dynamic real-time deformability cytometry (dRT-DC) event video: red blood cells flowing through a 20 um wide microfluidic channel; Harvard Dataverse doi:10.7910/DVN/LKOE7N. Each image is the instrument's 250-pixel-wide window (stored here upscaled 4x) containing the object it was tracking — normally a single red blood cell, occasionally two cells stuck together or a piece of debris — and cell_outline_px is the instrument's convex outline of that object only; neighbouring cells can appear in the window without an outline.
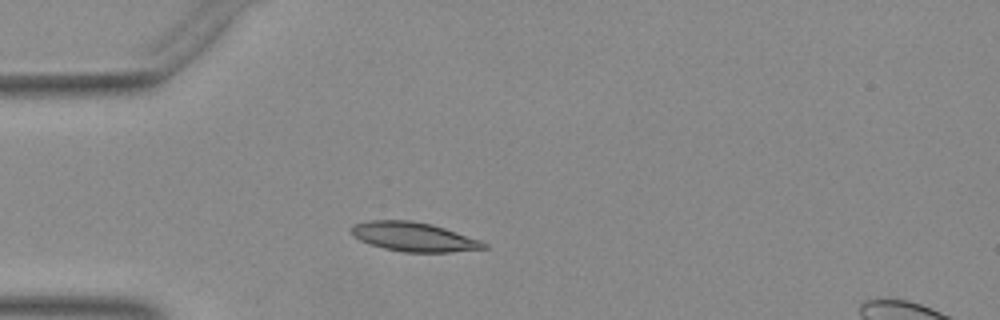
{"species": "Egyptian fruit bat (a non-hibernating species)", "species_latin": "Rousettus aegyptiacus", "temperature_condition": "warm", "stored_images_in_passage": 21, "camera_frame_rate_fps": 3000, "um_per_image_px": 0.085, "animal": {"sex": "female"}, "frame": {"image": 1, "passage_image": 1, "time_ms": 0.0, "image_size_px": [1000, 320], "cell_outline_px": [[488, 248], [452, 252], [404, 252], [384, 248], [360, 240], [352, 236], [348, 228], [356, 224], [368, 220], [412, 220], [432, 224], [480, 240], [488, 244]], "centroid_in_image_um": [35.16, 20.12], "position_along_channel_um": 49.8, "area_um2": 22.54}}
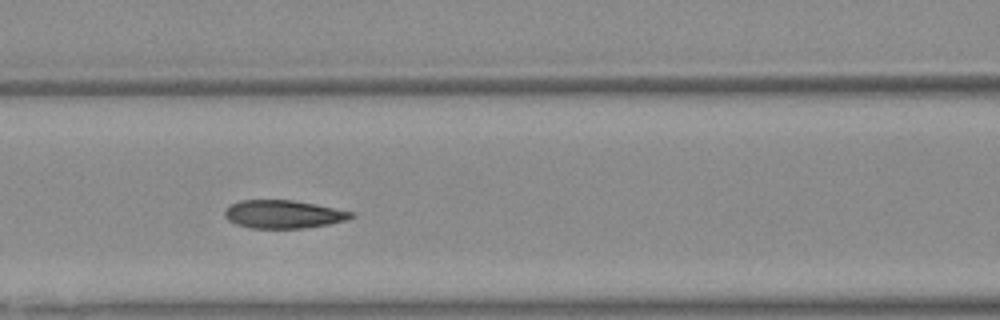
{"frame": {"image": 2, "passage_image": 9, "time_ms": 2.667, "image_size_px": [1000, 320], "cell_outline_px": [[356, 216], [344, 220], [328, 224], [304, 228], [248, 228], [236, 224], [228, 220], [224, 216], [224, 212], [232, 204], [240, 200], [292, 200], [316, 204], [352, 212]], "centroid_in_image_um": [24.06, 18.21], "position_along_channel_um": 142.5, "area_um2": 20.58}}
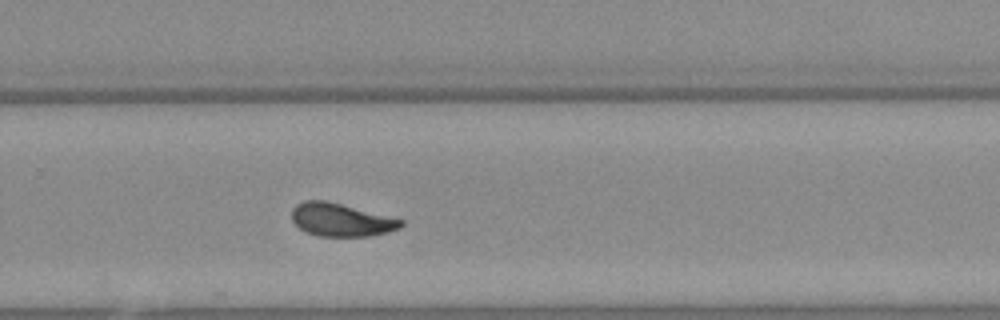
{"frame": {"image": 3, "passage_image": 21, "time_ms": 6.667, "image_size_px": [1000, 320], "cell_outline_px": [[404, 224], [400, 228], [388, 232], [368, 236], [320, 236], [308, 232], [300, 228], [292, 220], [292, 208], [296, 204], [304, 200], [324, 200], [404, 220]], "centroid_in_image_um": [28.98, 18.68], "position_along_channel_um": 300.8, "area_um2": 20.75}}